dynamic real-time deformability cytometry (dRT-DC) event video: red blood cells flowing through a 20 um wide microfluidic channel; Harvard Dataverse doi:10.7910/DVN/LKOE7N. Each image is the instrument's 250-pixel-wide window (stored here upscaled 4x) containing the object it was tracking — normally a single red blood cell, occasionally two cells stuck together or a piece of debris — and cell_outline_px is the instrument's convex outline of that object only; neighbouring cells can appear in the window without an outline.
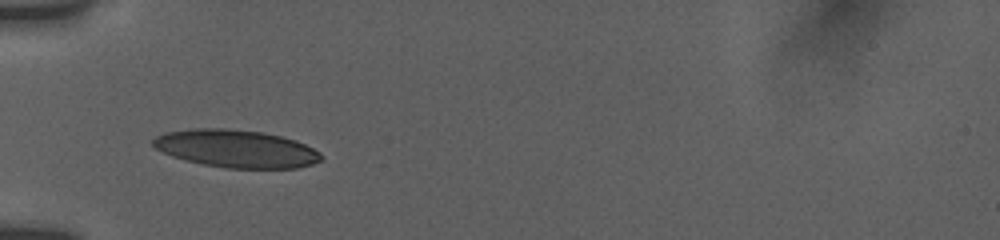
{"species": "human", "species_latin": "Homo sapiens", "temperature_condition": "room temperature", "stored_images_in_passage": 45, "camera_frame_rate_fps": 3000, "um_per_image_px": 0.085, "donor": {"sex": "female"}, "frame": {"image": 1, "passage_image": 1, "time_ms": 0.0, "image_size_px": [1000, 240], "cell_outline_px": [[324, 156], [320, 160], [312, 164], [296, 168], [224, 168], [184, 160], [172, 156], [156, 148], [152, 144], [152, 140], [156, 136], [164, 132], [192, 128], [228, 128], [264, 132], [296, 140], [320, 152]], "centroid_in_image_um": [20.06, 12.63], "position_along_channel_um": 64.9, "area_um2": 37.05}}
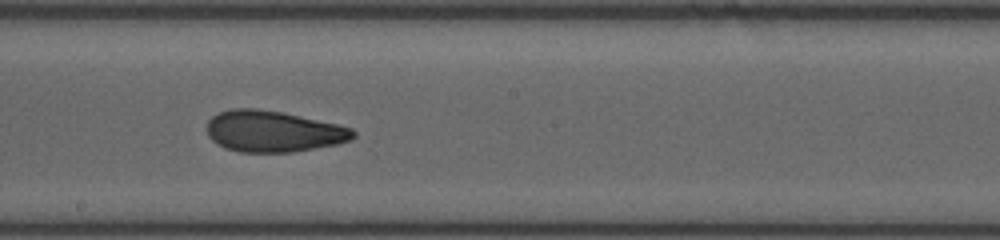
{"frame": {"image": 2, "passage_image": 16, "time_ms": 4.333, "image_size_px": [1000, 240], "cell_outline_px": [[356, 136], [352, 140], [336, 144], [292, 152], [240, 152], [224, 148], [216, 144], [208, 136], [204, 128], [208, 120], [212, 116], [220, 112], [232, 108], [256, 108], [280, 112], [336, 124], [352, 128], [356, 132]], "centroid_in_image_um": [23.17, 11.17], "position_along_channel_um": 225.0, "area_um2": 35.26}}
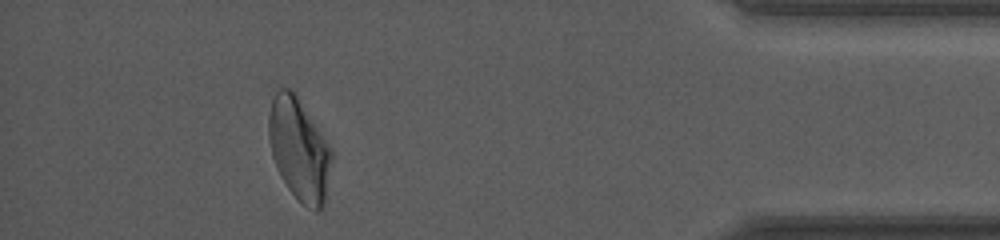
{"frame": {"image": 3, "passage_image": 39, "time_ms": 10.333, "image_size_px": [1000, 240], "cell_outline_px": [[332, 156], [324, 208], [316, 212], [300, 204], [288, 188], [280, 176], [276, 168], [272, 156], [268, 136], [268, 116], [272, 96], [276, 88], [292, 88], [296, 92], [332, 152]], "centroid_in_image_um": [25.39, 12.69], "position_along_channel_um": 409.8, "area_um2": 37.86}, "authors_computed_cell_mechanics": {"area_um2": 35.547, "velocity_mm_per_s": 3.8016, "shape_relaxation_time_tau1_ms": 6.627, "shape_relaxation_time_tau2_ms": 1.9485, "deformation_change_tau1": 0.192, "deformation_change_tau2": 0.0629}}